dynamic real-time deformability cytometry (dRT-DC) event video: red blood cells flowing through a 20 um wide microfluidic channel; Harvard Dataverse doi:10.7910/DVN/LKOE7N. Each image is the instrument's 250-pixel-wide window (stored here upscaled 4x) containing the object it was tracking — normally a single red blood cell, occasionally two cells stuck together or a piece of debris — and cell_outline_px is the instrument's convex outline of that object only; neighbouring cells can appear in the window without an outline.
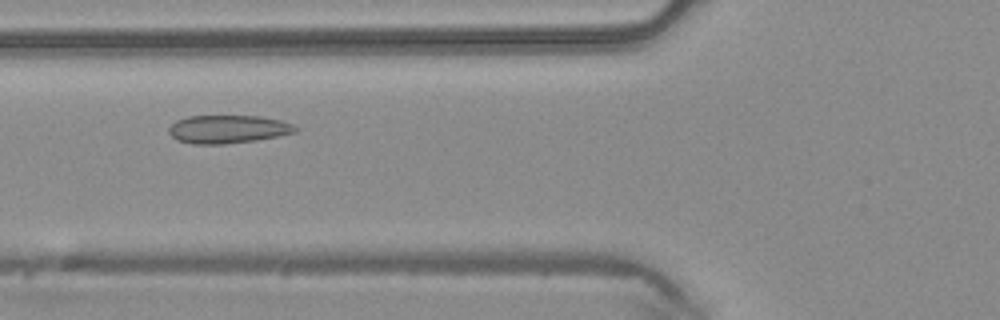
{"species": "common noctule bat (a hibernating species)", "species_latin": "Nyctalus noctula", "temperature_condition": "warm", "stored_images_in_passage": 43, "camera_frame_rate_fps": 3000, "um_per_image_px": 0.085, "animal": {"sex": "male", "body_mass_g": 20.4}, "frame": {"image": 1, "passage_image": 13, "time_ms": 4.0, "image_size_px": [1000, 320], "cell_outline_px": [[300, 128], [296, 132], [280, 136], [256, 140], [224, 144], [192, 144], [176, 140], [168, 132], [168, 128], [176, 120], [188, 116], [260, 116], [280, 120], [292, 124]], "centroid_in_image_um": [19.38, 10.98], "position_along_channel_um": 106.4, "area_um2": 20.92}}
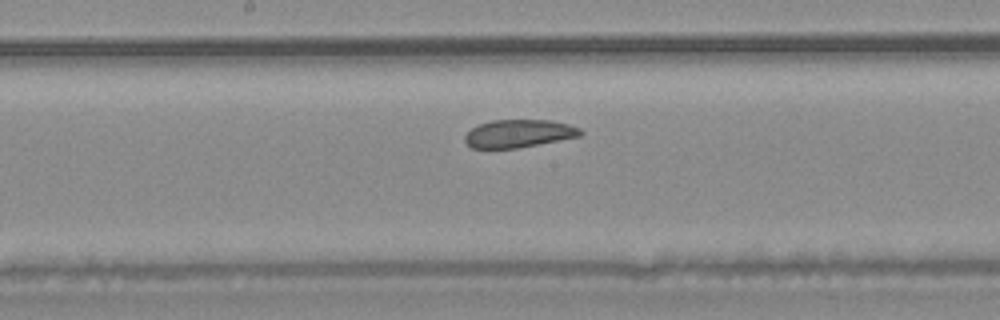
{"frame": {"image": 2, "passage_image": 20, "time_ms": 6.333, "image_size_px": [1000, 320], "cell_outline_px": [[584, 132], [580, 136], [516, 148], [472, 148], [464, 140], [464, 136], [472, 128], [480, 124], [492, 120], [552, 120], [568, 124], [580, 128]], "centroid_in_image_um": [44.1, 11.34], "position_along_channel_um": 204.1, "area_um2": 18.61}}
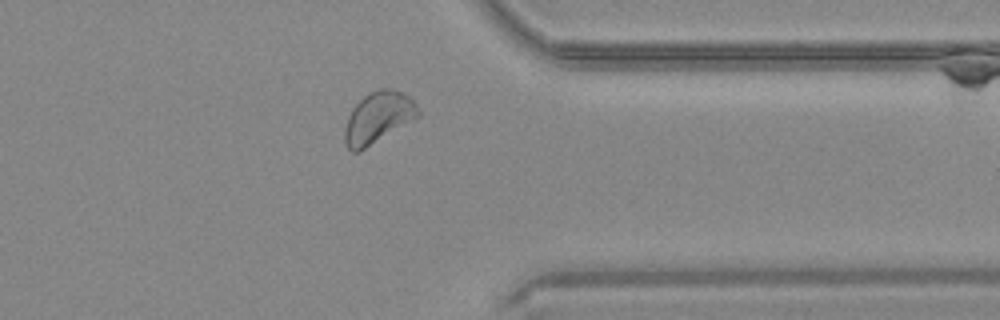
{"frame": {"image": 3, "passage_image": 33, "time_ms": 10.667, "image_size_px": [1000, 320], "cell_outline_px": [[420, 116], [360, 152], [352, 152], [348, 148], [344, 140], [344, 128], [348, 116], [352, 108], [364, 96], [380, 88], [392, 88], [408, 96], [416, 104], [420, 112]], "centroid_in_image_um": [32.13, 10.01], "position_along_channel_um": 379.3, "area_um2": 21.96}, "authors_computed_cell_mechanics": {"area_um2": 21.6172, "velocity_mm_per_s": 4.1963, "shape_relaxation_time_tau1_ms": null, "shape_relaxation_time_tau2_ms": 2.1648, "deformation_change_tau1": null, "deformation_change_tau2": 0.0609}}